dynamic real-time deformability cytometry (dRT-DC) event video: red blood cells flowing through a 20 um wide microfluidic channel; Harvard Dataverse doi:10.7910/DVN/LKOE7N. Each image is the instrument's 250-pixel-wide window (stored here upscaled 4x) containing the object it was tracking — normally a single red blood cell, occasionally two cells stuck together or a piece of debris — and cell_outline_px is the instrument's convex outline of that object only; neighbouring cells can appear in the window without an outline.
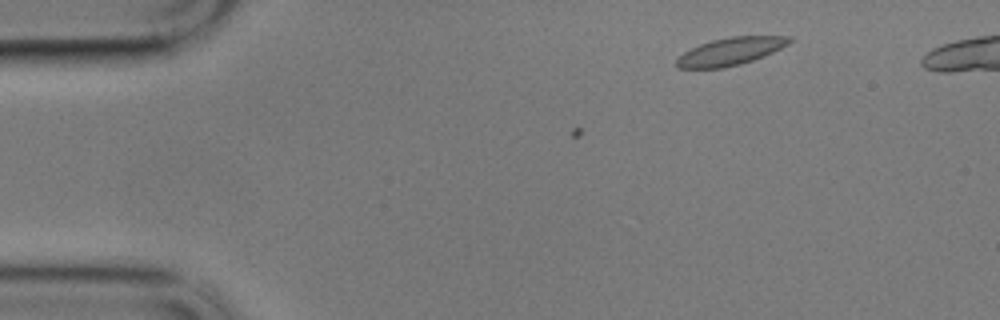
{"species": "common noctule bat (a hibernating species)", "species_latin": "Nyctalus noctula", "temperature_condition": "cold", "stored_images_in_passage": 3, "camera_frame_rate_fps": 3000, "um_per_image_px": 0.085, "animal": {"sex": "male", "body_mass_g": 17.9}, "frame": {"image": 1, "passage_image": 3, "time_ms": 0.667, "image_size_px": [1000, 320], "cell_outline_px": [[796, 40], [764, 56], [740, 64], [724, 68], [676, 68], [676, 60], [684, 52], [700, 44], [712, 40], [732, 36], [792, 36]], "centroid_in_image_um": [62.12, 4.36], "position_along_channel_um": 22.9, "area_um2": 18.09}}